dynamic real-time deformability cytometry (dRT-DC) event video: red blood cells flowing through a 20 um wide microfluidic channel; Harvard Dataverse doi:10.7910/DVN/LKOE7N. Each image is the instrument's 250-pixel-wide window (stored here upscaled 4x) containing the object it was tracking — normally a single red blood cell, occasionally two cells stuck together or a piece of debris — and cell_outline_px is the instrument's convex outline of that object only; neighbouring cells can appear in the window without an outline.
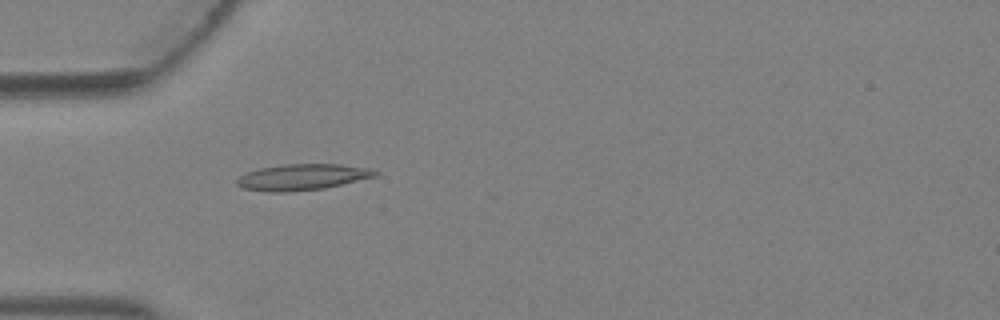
{"species": "Egyptian fruit bat (a non-hibernating species)", "species_latin": "Rousettus aegyptiacus", "temperature_condition": "warm", "stored_images_in_passage": 3, "camera_frame_rate_fps": 3000, "um_per_image_px": 0.085, "animal": {"sex": "female"}, "frame": {"image": 1, "passage_image": 3, "time_ms": 0.667, "image_size_px": [1000, 320], "cell_outline_px": [[380, 172], [376, 176], [324, 188], [288, 192], [264, 192], [244, 188], [236, 184], [236, 180], [240, 176], [248, 172], [260, 168], [284, 164], [340, 164], [368, 168]], "centroid_in_image_um": [25.68, 15.05], "position_along_channel_um": 59.3, "area_um2": 20.92}}